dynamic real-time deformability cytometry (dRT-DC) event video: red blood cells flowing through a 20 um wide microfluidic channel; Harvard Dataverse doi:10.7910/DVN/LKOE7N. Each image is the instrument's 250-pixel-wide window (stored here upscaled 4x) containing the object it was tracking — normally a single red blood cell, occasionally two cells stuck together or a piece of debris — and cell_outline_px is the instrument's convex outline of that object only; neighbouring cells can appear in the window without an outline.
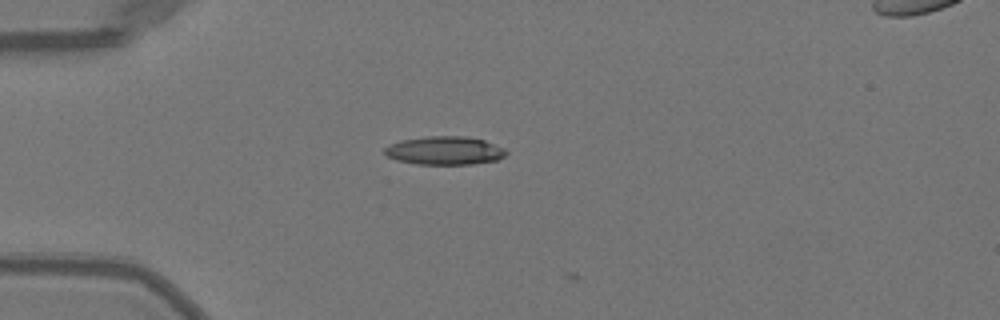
{"species": "Egyptian fruit bat (a non-hibernating species)", "species_latin": "Rousettus aegyptiacus", "temperature_condition": "warm", "stored_images_in_passage": 2, "camera_frame_rate_fps": 3000, "um_per_image_px": 0.085, "animal": {"sex": "female"}, "frame": {"image": 1, "passage_image": 1, "time_ms": 0.0, "image_size_px": [1000, 320], "cell_outline_px": [[508, 152], [504, 156], [496, 160], [472, 164], [416, 164], [396, 160], [388, 156], [384, 152], [384, 148], [400, 140], [428, 136], [464, 136], [484, 140], [504, 148]], "centroid_in_image_um": [37.8, 12.8], "position_along_channel_um": 47.2, "area_um2": 20.0}}